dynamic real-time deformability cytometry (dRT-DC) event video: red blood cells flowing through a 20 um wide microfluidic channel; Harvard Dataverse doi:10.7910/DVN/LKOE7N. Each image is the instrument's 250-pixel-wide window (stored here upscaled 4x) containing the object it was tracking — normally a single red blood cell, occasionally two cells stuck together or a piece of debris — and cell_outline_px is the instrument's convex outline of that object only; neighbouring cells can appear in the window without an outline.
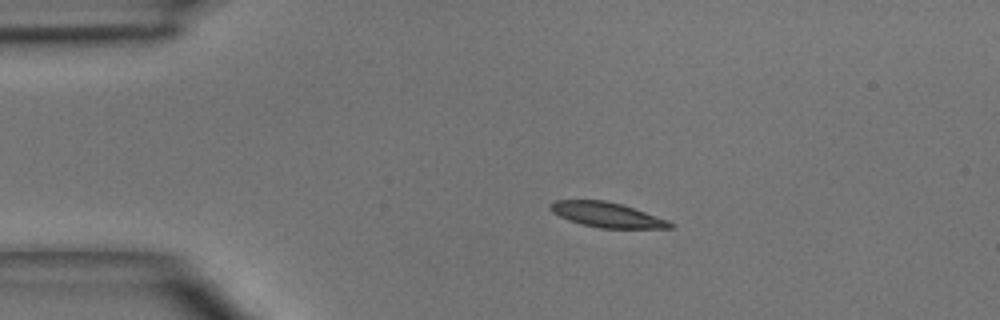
{"species": "common noctule bat (a hibernating species)", "species_latin": "Nyctalus noctula", "temperature_condition": "room temperature", "stored_images_in_passage": 3, "camera_frame_rate_fps": 3000, "um_per_image_px": 0.085, "animal": {"sex": "male", "body_mass_g": 15.6}, "frame": {"image": 1, "passage_image": 2, "time_ms": 1.0, "image_size_px": [1000, 320], "cell_outline_px": [[676, 224], [672, 228], [600, 228], [568, 220], [552, 212], [548, 208], [548, 204], [556, 200], [604, 200], [620, 204], [668, 220]], "centroid_in_image_um": [51.56, 18.26], "position_along_channel_um": 33.4, "area_um2": 17.22}}